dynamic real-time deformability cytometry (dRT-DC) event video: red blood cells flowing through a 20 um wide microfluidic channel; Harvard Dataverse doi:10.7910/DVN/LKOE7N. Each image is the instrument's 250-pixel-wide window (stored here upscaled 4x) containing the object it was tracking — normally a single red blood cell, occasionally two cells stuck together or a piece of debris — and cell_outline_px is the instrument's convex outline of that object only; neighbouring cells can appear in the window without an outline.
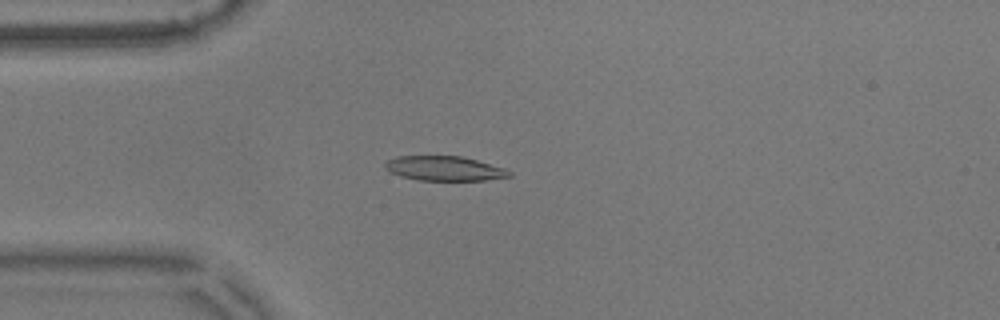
{"species": "common noctule bat (a hibernating species)", "species_latin": "Nyctalus noctula", "temperature_condition": "warm", "stored_images_in_passage": 54, "camera_frame_rate_fps": 3000, "um_per_image_px": 0.085, "animal": {"sex": "male", "body_mass_g": 17.9}, "frame": {"image": 1, "passage_image": 13, "time_ms": 4.0, "image_size_px": [1000, 320], "cell_outline_px": [[512, 176], [484, 180], [420, 180], [400, 176], [388, 172], [384, 168], [384, 164], [388, 160], [396, 156], [460, 156], [476, 160], [504, 168], [512, 172]], "centroid_in_image_um": [37.73, 14.32], "position_along_channel_um": 47.3, "area_um2": 17.74}}
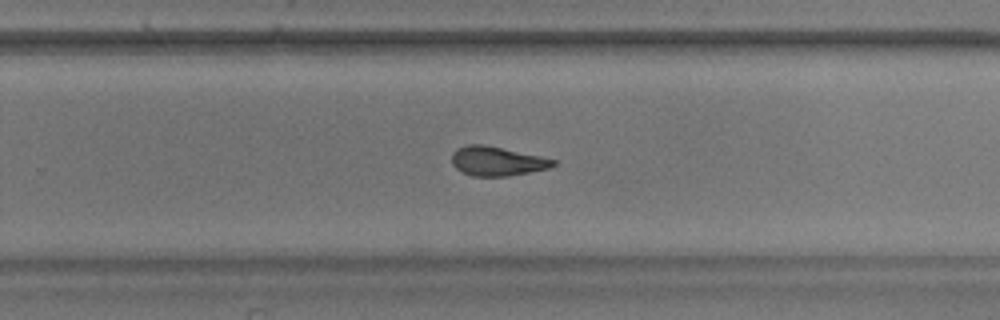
{"frame": {"image": 2, "passage_image": 34, "time_ms": 11.0, "image_size_px": [1000, 320], "cell_outline_px": [[556, 164], [552, 168], [508, 176], [472, 176], [456, 168], [452, 164], [452, 152], [456, 148], [468, 144], [484, 144], [540, 156], [556, 160]], "centroid_in_image_um": [42.25, 13.69], "position_along_channel_um": 287.5, "area_um2": 17.34}}
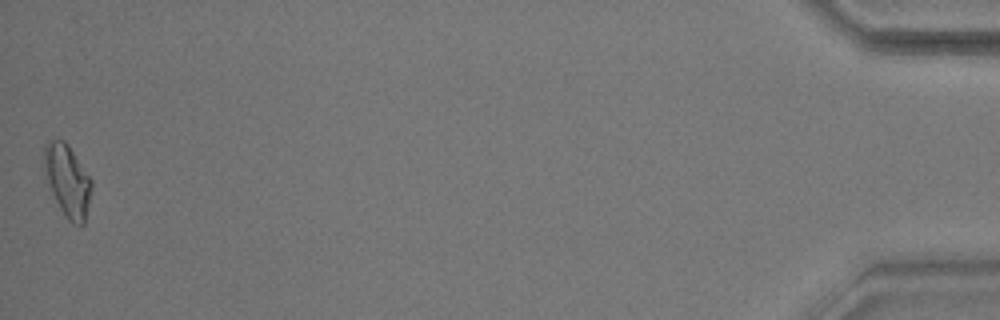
{"frame": {"image": 3, "passage_image": 54, "time_ms": 17.667, "image_size_px": [1000, 320], "cell_outline_px": [[92, 188], [84, 224], [72, 224], [64, 216], [48, 184], [40, 160], [44, 144], [48, 140], [64, 140], [68, 144], [92, 180]], "centroid_in_image_um": [5.69, 15.3], "position_along_channel_um": 429.5, "area_um2": 20.23}, "authors_computed_cell_mechanics": {"area_um2": 18.0914, "velocity_mm_per_s": 3.5933, "shape_relaxation_time_tau1_ms": 5.5744, "shape_relaxation_time_tau2_ms": 3.0838, "deformation_change_tau1": 0.1813, "deformation_change_tau2": 0.083}}